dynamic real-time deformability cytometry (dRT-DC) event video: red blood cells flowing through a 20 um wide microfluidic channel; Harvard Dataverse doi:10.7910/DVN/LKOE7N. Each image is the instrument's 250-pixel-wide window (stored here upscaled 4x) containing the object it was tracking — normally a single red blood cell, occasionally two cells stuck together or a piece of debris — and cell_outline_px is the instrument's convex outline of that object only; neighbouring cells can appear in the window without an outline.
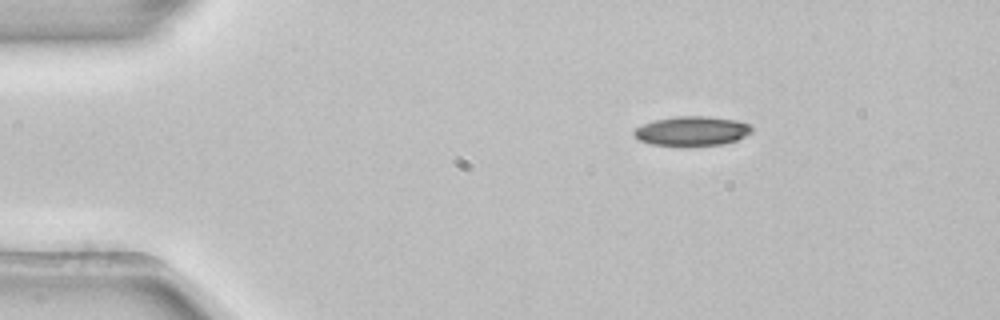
{"species": "common noctule bat (a hibernating species)", "species_latin": "Nyctalus noctula", "temperature_condition": "room temperature", "stored_images_in_passage": 12, "camera_frame_rate_fps": 3000, "um_per_image_px": 0.085, "animal": {"sex": "female", "body_mass_g": 22.7, "forearm_length_mm": 54.2}, "frame": {"image": 1, "passage_image": 1, "time_ms": 0.0, "image_size_px": [1000, 320], "cell_outline_px": [[752, 132], [736, 140], [724, 144], [688, 148], [680, 148], [652, 144], [640, 140], [632, 132], [636, 128], [644, 124], [656, 120], [676, 116], [708, 116], [736, 120], [748, 124], [752, 128]], "centroid_in_image_um": [58.82, 11.18], "position_along_channel_um": 26.2, "area_um2": 20.69}}
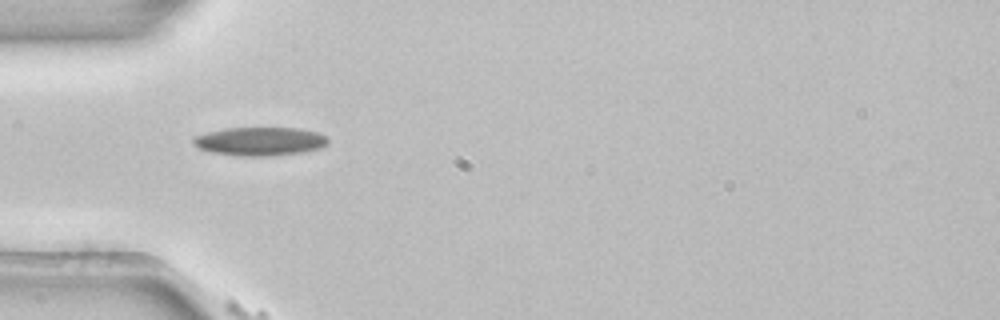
{"frame": {"image": 2, "passage_image": 9, "time_ms": 2.667, "image_size_px": [1000, 320], "cell_outline_px": [[328, 144], [320, 148], [304, 152], [272, 156], [236, 156], [212, 152], [200, 148], [192, 144], [192, 136], [224, 128], [300, 128], [320, 132], [328, 136]], "centroid_in_image_um": [22.12, 12.01], "position_along_channel_um": 62.9, "area_um2": 22.77}}